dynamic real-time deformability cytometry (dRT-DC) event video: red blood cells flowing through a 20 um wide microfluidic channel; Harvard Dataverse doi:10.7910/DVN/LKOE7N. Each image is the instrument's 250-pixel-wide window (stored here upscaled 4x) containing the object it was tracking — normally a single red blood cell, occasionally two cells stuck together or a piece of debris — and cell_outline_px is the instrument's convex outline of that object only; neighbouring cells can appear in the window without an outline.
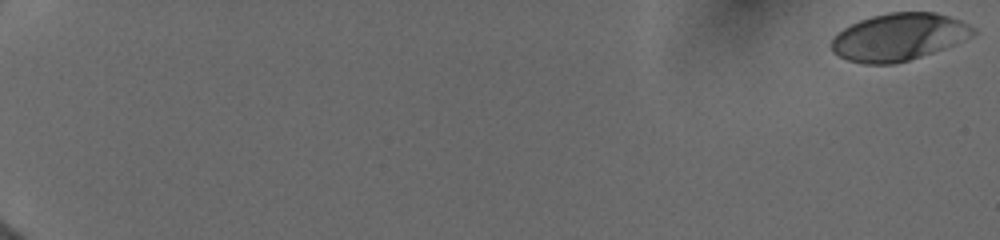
{"species": "human", "species_latin": "Homo sapiens", "temperature_condition": "cold", "stored_images_in_passage": 33, "camera_frame_rate_fps": 3000, "um_per_image_px": 0.085, "donor": {"sex": "female"}, "frame": {"image": 1, "passage_image": 1, "time_ms": 0.0, "image_size_px": [1000, 240], "cell_outline_px": [[976, 32], [972, 36], [944, 48], [908, 60], [892, 64], [864, 64], [848, 60], [832, 52], [832, 40], [844, 28], [860, 20], [872, 16], [888, 12], [936, 12], [960, 20], [976, 28]], "centroid_in_image_um": [76.41, 3.14], "position_along_channel_um": 8.6, "area_um2": 38.67}}
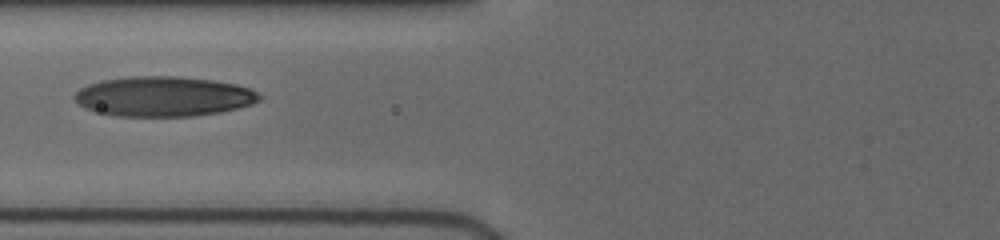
{"frame": {"image": 2, "passage_image": 19, "time_ms": 8.333, "image_size_px": [1000, 240], "cell_outline_px": [[264, 96], [260, 100], [252, 104], [220, 112], [192, 116], [116, 116], [96, 112], [84, 108], [72, 96], [80, 88], [88, 84], [100, 80], [128, 76], [176, 76], [212, 80], [236, 84], [252, 88]], "centroid_in_image_um": [13.9, 8.19], "position_along_channel_um": 111.9, "area_um2": 43.35}}
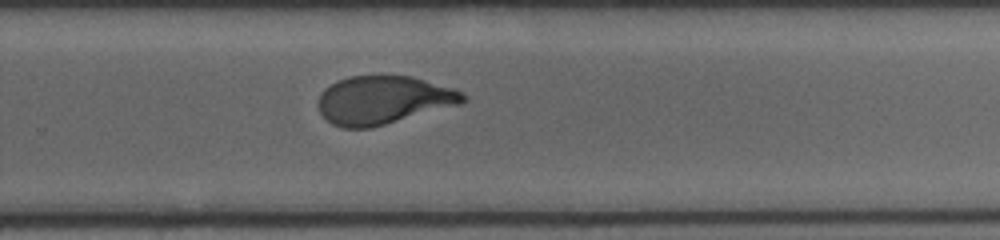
{"frame": {"image": 3, "passage_image": 32, "time_ms": 13.0, "image_size_px": [1000, 240], "cell_outline_px": [[468, 100], [460, 104], [372, 128], [340, 128], [332, 124], [320, 112], [316, 104], [316, 100], [320, 92], [324, 88], [348, 76], [412, 76], [452, 88], [464, 92], [468, 96]], "centroid_in_image_um": [32.57, 8.51], "position_along_channel_um": 297.2, "area_um2": 40.92}}